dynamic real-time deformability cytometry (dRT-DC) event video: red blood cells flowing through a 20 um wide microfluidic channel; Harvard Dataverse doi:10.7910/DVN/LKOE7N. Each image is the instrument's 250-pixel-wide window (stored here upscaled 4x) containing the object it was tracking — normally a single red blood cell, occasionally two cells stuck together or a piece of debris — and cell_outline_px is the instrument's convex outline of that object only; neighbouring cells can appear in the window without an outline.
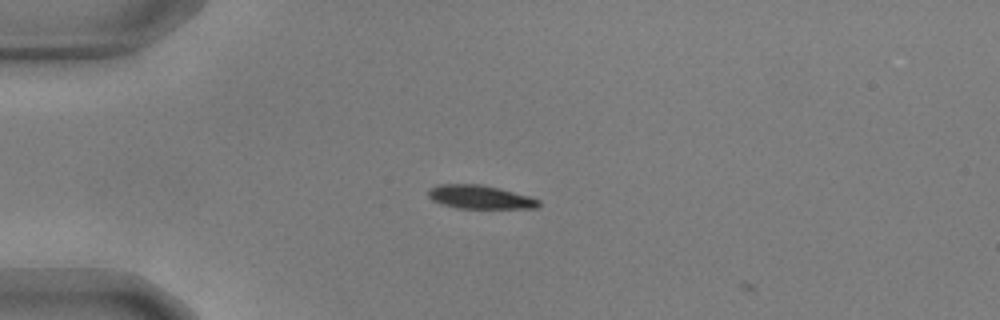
{"species": "common noctule bat (a hibernating species)", "species_latin": "Nyctalus noctula", "temperature_condition": "warm", "stored_images_in_passage": 3, "camera_frame_rate_fps": 3000, "um_per_image_px": 0.085, "animal": {"sex": "male", "body_mass_g": 17.9, "forearm_length_mm": 54.2}, "frame": {"image": 1, "passage_image": 2, "time_ms": 0.333, "image_size_px": [1000, 320], "cell_outline_px": [[540, 204], [536, 208], [456, 208], [440, 204], [432, 200], [428, 196], [428, 192], [436, 184], [484, 184], [532, 196], [540, 200]], "centroid_in_image_um": [40.82, 16.74], "position_along_channel_um": 44.2, "area_um2": 15.37}}